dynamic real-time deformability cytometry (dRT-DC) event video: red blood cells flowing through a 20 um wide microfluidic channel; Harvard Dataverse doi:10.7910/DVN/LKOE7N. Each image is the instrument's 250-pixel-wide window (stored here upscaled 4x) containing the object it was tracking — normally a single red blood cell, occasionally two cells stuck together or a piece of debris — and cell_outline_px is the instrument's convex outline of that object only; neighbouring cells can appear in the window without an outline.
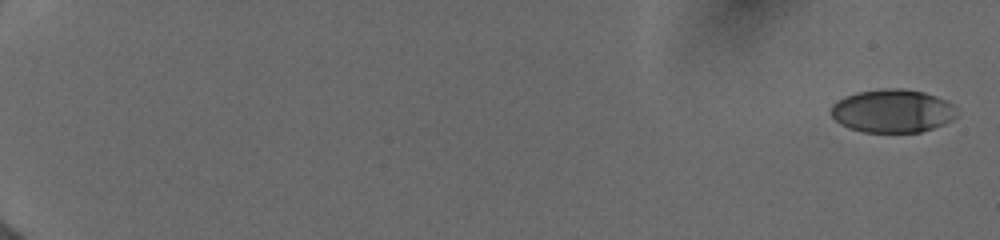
{"species": "human", "species_latin": "Homo sapiens", "temperature_condition": "cold", "stored_images_in_passage": 38, "camera_frame_rate_fps": 3000, "um_per_image_px": 0.085, "donor": {"sex": "female"}, "frame": {"image": 1, "passage_image": 1, "time_ms": 0.0, "image_size_px": [1000, 240], "cell_outline_px": [[960, 116], [944, 124], [920, 132], [864, 132], [848, 128], [840, 124], [832, 116], [832, 104], [836, 100], [844, 96], [856, 92], [884, 88], [904, 88], [924, 92], [936, 96], [952, 104], [956, 108]], "centroid_in_image_um": [75.87, 9.42], "position_along_channel_um": 9.1, "area_um2": 32.02}}
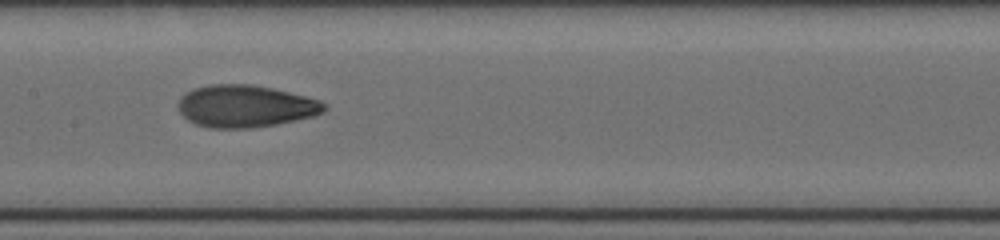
{"frame": {"image": 2, "passage_image": 21, "time_ms": 10.0, "image_size_px": [1000, 240], "cell_outline_px": [[328, 108], [324, 112], [312, 116], [276, 124], [252, 128], [208, 128], [196, 124], [188, 120], [180, 112], [176, 104], [180, 96], [192, 88], [208, 84], [252, 84], [272, 88], [320, 100], [328, 104]], "centroid_in_image_um": [20.83, 9.02], "position_along_channel_um": 186.6, "area_um2": 36.18}}
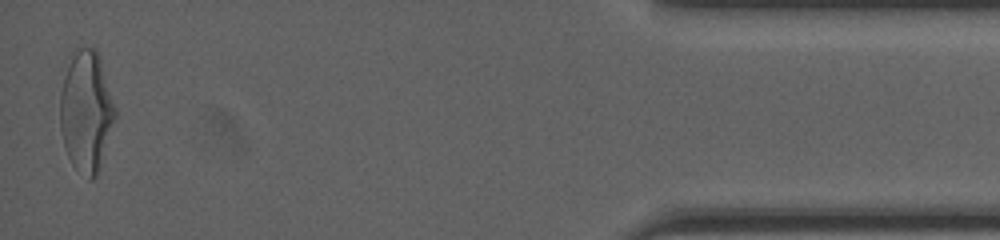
{"frame": {"image": 3, "passage_image": 38, "time_ms": 17.667, "image_size_px": [1000, 240], "cell_outline_px": [[116, 116], [96, 176], [92, 180], [88, 180], [72, 164], [68, 156], [64, 144], [60, 128], [60, 92], [68, 56], [80, 48], [96, 48], [100, 56], [116, 108]], "centroid_in_image_um": [7.32, 9.42], "position_along_channel_um": 427.9, "area_um2": 38.9}, "authors_computed_cell_mechanics": {"area_um2": 34.5933, "velocity_mm_per_s": 4.0047, "shape_relaxation_time_tau1_ms": 4.0961, "shape_relaxation_time_tau2_ms": 1.5734, "deformation_change_tau1": 0.1788, "deformation_change_tau2": 0.0762}}